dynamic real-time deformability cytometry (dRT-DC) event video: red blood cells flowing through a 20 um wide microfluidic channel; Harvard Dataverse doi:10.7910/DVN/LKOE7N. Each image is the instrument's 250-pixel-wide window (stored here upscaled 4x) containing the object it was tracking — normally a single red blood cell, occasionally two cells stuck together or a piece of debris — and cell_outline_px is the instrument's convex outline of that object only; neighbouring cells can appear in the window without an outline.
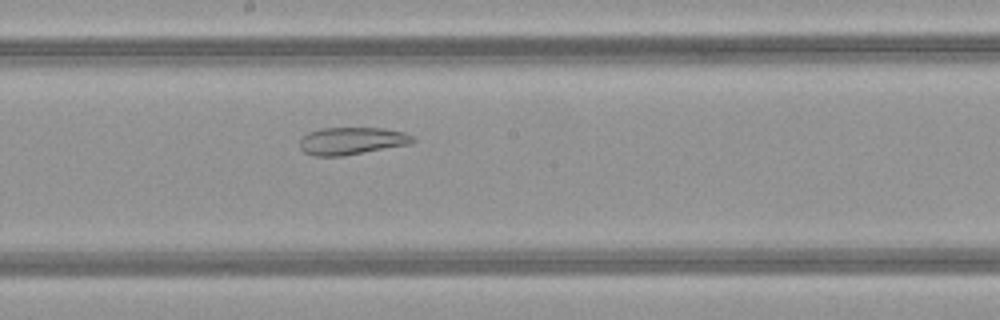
{"species": "common noctule bat (a hibernating species)", "species_latin": "Nyctalus noctula", "temperature_condition": "warm", "stored_images_in_passage": 50, "camera_frame_rate_fps": 3000, "um_per_image_px": 0.085, "animal": {"sex": "female", "body_mass_g": 21.9}, "frame": {"image": 1, "passage_image": 27, "time_ms": 8.667, "image_size_px": [1000, 320], "cell_outline_px": [[416, 140], [412, 144], [344, 156], [312, 156], [304, 152], [300, 148], [300, 140], [308, 132], [320, 128], [384, 128], [404, 132], [412, 136]], "centroid_in_image_um": [29.91, 11.98], "position_along_channel_um": 218.3, "area_um2": 18.26}}
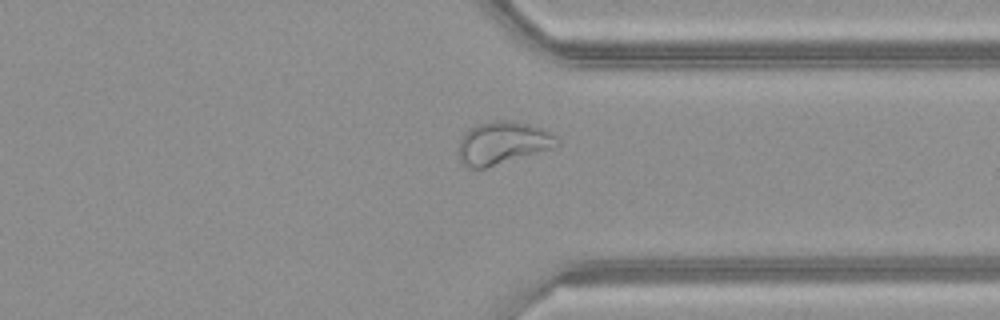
{"frame": {"image": 2, "passage_image": 38, "time_ms": 12.333, "image_size_px": [1000, 320], "cell_outline_px": [[560, 144], [556, 148], [484, 168], [464, 168], [460, 164], [456, 152], [460, 140], [464, 132], [480, 124], [492, 120], [508, 120], [528, 124], [544, 128], [556, 136], [560, 140]], "centroid_in_image_um": [42.72, 12.17], "position_along_channel_um": 368.7, "area_um2": 25.03}}
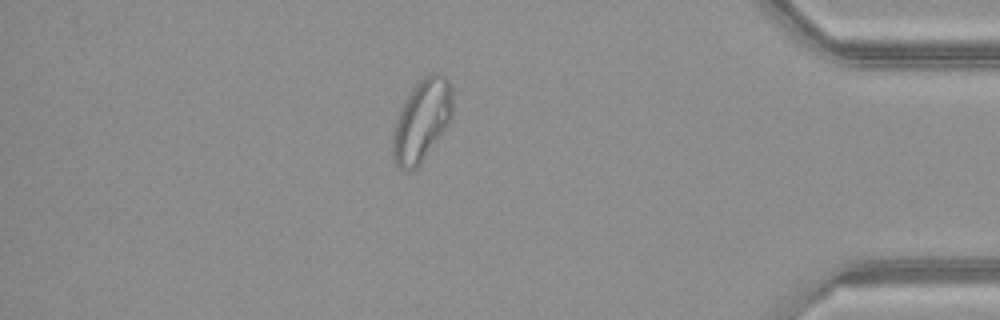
{"frame": {"image": 3, "passage_image": 43, "time_ms": 14.0, "image_size_px": [1000, 320], "cell_outline_px": [[452, 116], [420, 164], [412, 172], [404, 172], [396, 168], [392, 156], [392, 140], [396, 120], [400, 108], [404, 100], [412, 88], [424, 76], [432, 72], [440, 72], [448, 80], [452, 88]], "centroid_in_image_um": [35.81, 10.26], "position_along_channel_um": 399.4, "area_um2": 28.67}, "authors_computed_cell_mechanics": {"area_um2": 27.9752, "velocity_mm_per_s": 4.1367, "shape_relaxation_time_tau1_ms": null, "shape_relaxation_time_tau2_ms": 2.576, "deformation_change_tau1": null, "deformation_change_tau2": 0.0998}}